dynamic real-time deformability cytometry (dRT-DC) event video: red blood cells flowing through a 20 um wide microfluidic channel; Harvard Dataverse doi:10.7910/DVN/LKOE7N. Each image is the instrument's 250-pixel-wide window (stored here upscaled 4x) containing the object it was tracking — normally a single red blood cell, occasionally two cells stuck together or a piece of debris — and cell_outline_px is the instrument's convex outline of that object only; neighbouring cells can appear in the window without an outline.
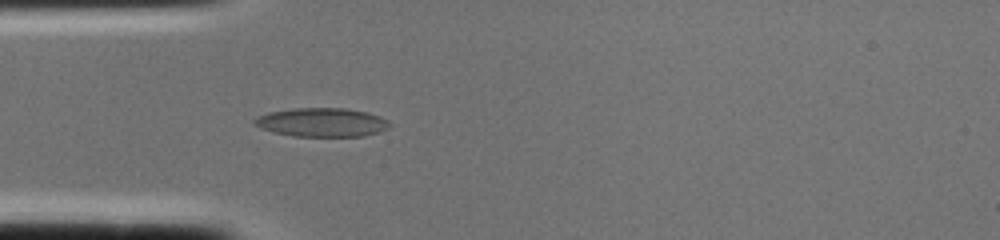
{"species": "common noctule bat (a hibernating species)", "species_latin": "Nyctalus noctula", "temperature_condition": "cold", "stored_images_in_passage": 2, "camera_frame_rate_fps": 3000, "um_per_image_px": 0.085, "animal": {"sex": "female", "body_mass_g": 22.0, "forearm_length_mm": 56.7}, "frame": {"image": 1, "passage_image": 2, "time_ms": 0.333, "image_size_px": [1000, 240], "cell_outline_px": [[392, 124], [388, 128], [380, 132], [364, 136], [292, 136], [272, 132], [260, 128], [252, 124], [252, 120], [256, 116], [268, 112], [292, 108], [344, 108], [368, 112], [380, 116], [388, 120]], "centroid_in_image_um": [27.33, 10.4], "position_along_channel_um": 57.7, "area_um2": 23.06}}